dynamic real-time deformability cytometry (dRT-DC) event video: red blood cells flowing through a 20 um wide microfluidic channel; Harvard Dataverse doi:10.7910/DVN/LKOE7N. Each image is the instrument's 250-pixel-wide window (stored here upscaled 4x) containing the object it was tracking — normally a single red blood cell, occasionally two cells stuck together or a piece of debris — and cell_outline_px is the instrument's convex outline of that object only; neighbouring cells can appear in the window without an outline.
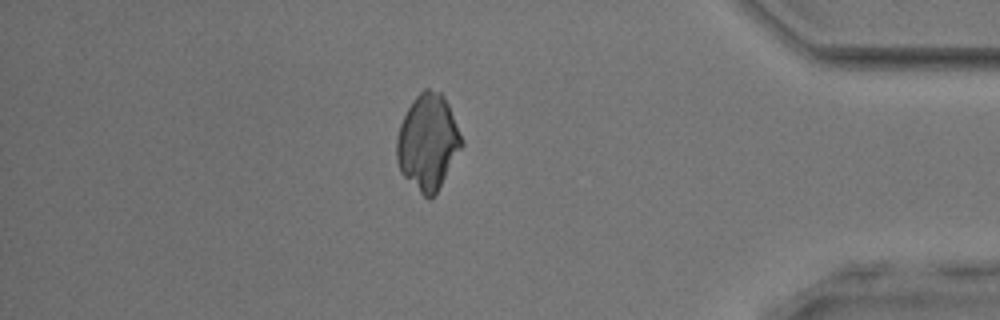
{"species": "common noctule bat (a hibernating species)", "species_latin": "Nyctalus noctula", "temperature_condition": "room temperature", "stored_images_in_passage": 52, "camera_frame_rate_fps": 3000, "um_per_image_px": 0.085, "animal": {"sex": "male", "body_mass_g": 17.9, "forearm_length_mm": 54.2}, "frame": {"image": 1, "passage_image": 45, "time_ms": 14.667, "image_size_px": [1000, 320], "cell_outline_px": [[464, 144], [436, 192], [428, 200], [400, 172], [396, 160], [396, 140], [400, 124], [412, 100], [424, 88], [428, 88], [440, 92], [444, 96], [448, 104], [464, 140]], "centroid_in_image_um": [36.36, 12.05], "position_along_channel_um": 398.8, "area_um2": 36.01}}
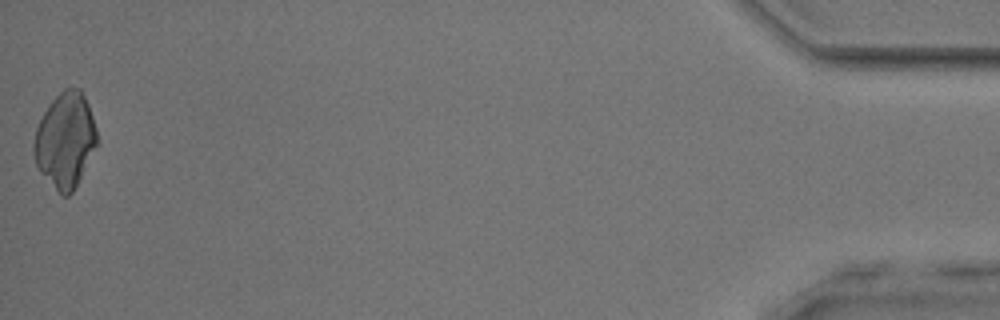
{"frame": {"image": 2, "passage_image": 52, "time_ms": 17.0, "image_size_px": [1000, 320], "cell_outline_px": [[96, 144], [72, 192], [68, 196], [60, 196], [40, 172], [36, 164], [32, 148], [32, 144], [36, 128], [44, 112], [52, 100], [64, 88], [80, 88], [88, 104], [96, 128]], "centroid_in_image_um": [5.5, 11.92], "position_along_channel_um": 429.7, "area_um2": 34.45}}